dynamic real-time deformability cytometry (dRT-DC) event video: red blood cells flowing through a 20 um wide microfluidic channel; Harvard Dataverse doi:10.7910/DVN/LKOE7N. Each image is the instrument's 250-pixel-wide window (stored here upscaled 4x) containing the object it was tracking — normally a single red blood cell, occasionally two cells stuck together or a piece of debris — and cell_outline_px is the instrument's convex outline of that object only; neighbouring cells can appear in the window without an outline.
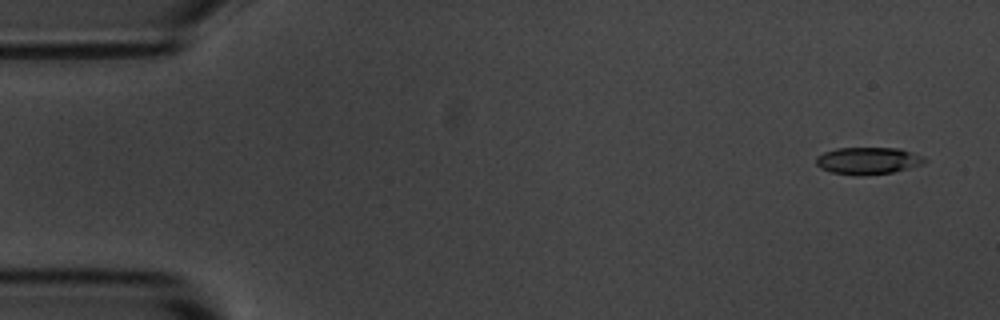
{"species": "common noctule bat (a hibernating species)", "species_latin": "Nyctalus noctula", "temperature_condition": "room temperature", "stored_images_in_passage": 4, "camera_frame_rate_fps": 3000, "um_per_image_px": 0.085, "animal": {"sex": "male", "body_mass_g": 20.1, "forearm_length_mm": 53.5}, "frame": {"image": 1, "passage_image": 1, "time_ms": 0.0, "image_size_px": [1000, 320], "cell_outline_px": [[928, 160], [924, 164], [892, 172], [860, 176], [856, 176], [832, 172], [820, 168], [816, 164], [816, 156], [824, 152], [836, 148], [900, 148], [924, 156]], "centroid_in_image_um": [73.79, 13.66], "position_along_channel_um": 11.2, "area_um2": 17.28}}
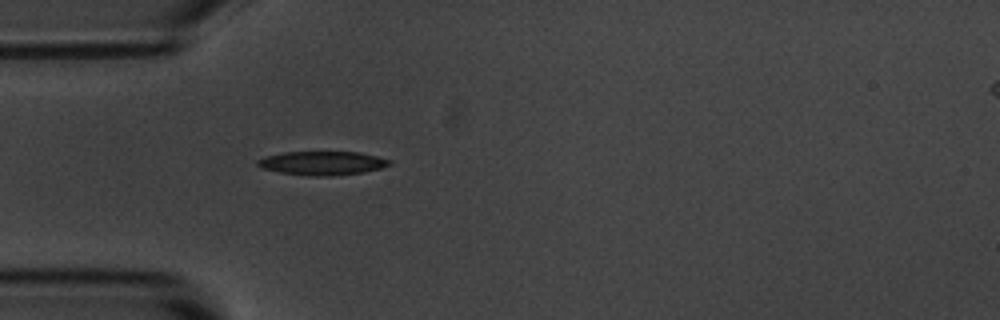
{"frame": {"image": 2, "passage_image": 4, "time_ms": 4.333, "image_size_px": [1000, 320], "cell_outline_px": [[392, 164], [380, 168], [364, 172], [332, 176], [308, 176], [280, 172], [264, 168], [256, 164], [256, 160], [268, 156], [284, 152], [360, 152], [392, 160]], "centroid_in_image_um": [27.44, 13.87], "position_along_channel_um": 57.6, "area_um2": 18.21}}